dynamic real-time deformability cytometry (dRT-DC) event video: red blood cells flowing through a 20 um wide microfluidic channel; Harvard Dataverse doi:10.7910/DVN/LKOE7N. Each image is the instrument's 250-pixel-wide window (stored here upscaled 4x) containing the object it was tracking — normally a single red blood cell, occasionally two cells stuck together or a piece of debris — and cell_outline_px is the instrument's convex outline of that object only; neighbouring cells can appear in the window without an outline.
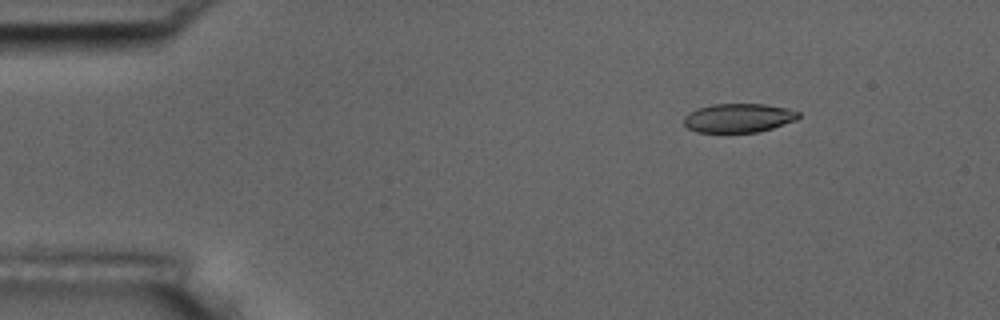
{"species": "common noctule bat (a hibernating species)", "species_latin": "Nyctalus noctula", "temperature_condition": "room temperature", "stored_images_in_passage": 7, "camera_frame_rate_fps": 3000, "um_per_image_px": 0.085, "animal": {"sex": "male", "body_mass_g": 17.5, "forearm_length_mm": 52.3}, "frame": {"image": 1, "passage_image": 3, "time_ms": 2.333, "image_size_px": [1000, 320], "cell_outline_px": [[800, 116], [796, 120], [772, 128], [756, 132], [696, 132], [688, 128], [684, 124], [684, 116], [696, 108], [712, 104], [764, 104], [788, 108], [800, 112]], "centroid_in_image_um": [62.77, 10.02], "position_along_channel_um": 22.2, "area_um2": 19.36}}
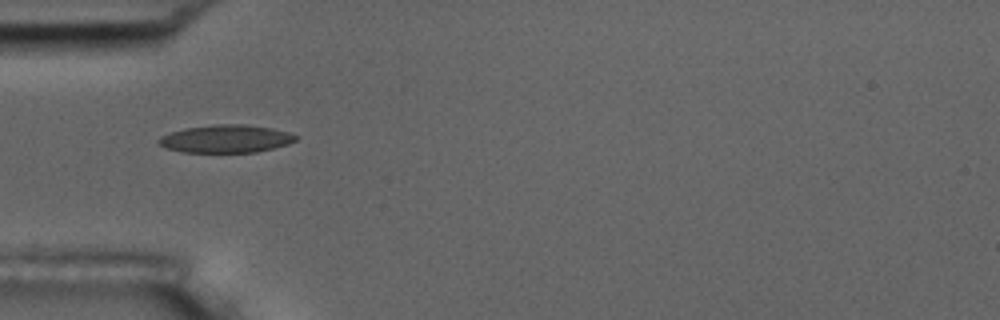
{"frame": {"image": 2, "passage_image": 6, "time_ms": 5.667, "image_size_px": [1000, 320], "cell_outline_px": [[296, 140], [288, 144], [256, 152], [180, 152], [164, 148], [156, 144], [156, 140], [160, 136], [184, 128], [212, 124], [244, 124], [272, 128], [288, 132], [296, 136]], "centroid_in_image_um": [19.12, 11.79], "position_along_channel_um": 65.9, "area_um2": 22.37}}